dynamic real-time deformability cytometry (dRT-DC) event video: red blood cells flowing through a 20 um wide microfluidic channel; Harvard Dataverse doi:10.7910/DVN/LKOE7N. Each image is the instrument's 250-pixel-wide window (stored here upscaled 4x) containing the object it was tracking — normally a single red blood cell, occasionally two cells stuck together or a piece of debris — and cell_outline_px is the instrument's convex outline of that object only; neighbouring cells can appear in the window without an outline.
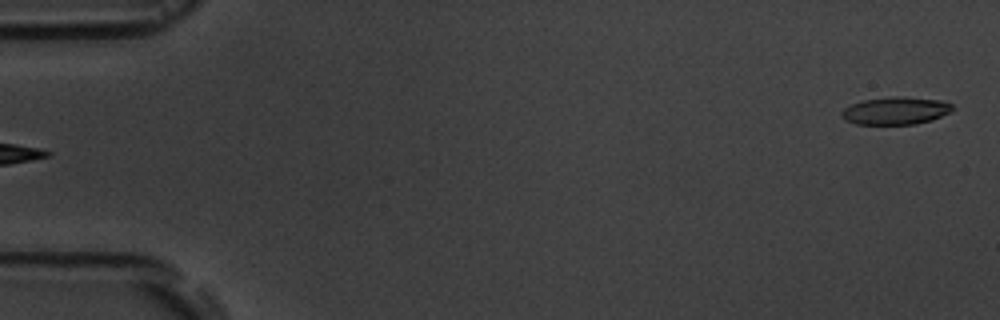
{"species": "common noctule bat (a hibernating species)", "species_latin": "Nyctalus noctula", "temperature_condition": "room temperature", "stored_images_in_passage": 6, "camera_frame_rate_fps": 3000, "um_per_image_px": 0.085, "animal": {"sex": "male", "body_mass_g": 19.5, "forearm_length_mm": 54.6}, "frame": {"image": 1, "passage_image": 6, "time_ms": 6.667, "image_size_px": [1000, 320], "cell_outline_px": [[956, 108], [952, 112], [932, 120], [916, 124], [856, 124], [844, 120], [840, 116], [840, 112], [844, 108], [852, 104], [864, 100], [892, 96], [904, 96], [940, 100], [952, 104]], "centroid_in_image_um": [76.15, 9.41], "position_along_channel_um": 8.8, "area_um2": 18.09}}